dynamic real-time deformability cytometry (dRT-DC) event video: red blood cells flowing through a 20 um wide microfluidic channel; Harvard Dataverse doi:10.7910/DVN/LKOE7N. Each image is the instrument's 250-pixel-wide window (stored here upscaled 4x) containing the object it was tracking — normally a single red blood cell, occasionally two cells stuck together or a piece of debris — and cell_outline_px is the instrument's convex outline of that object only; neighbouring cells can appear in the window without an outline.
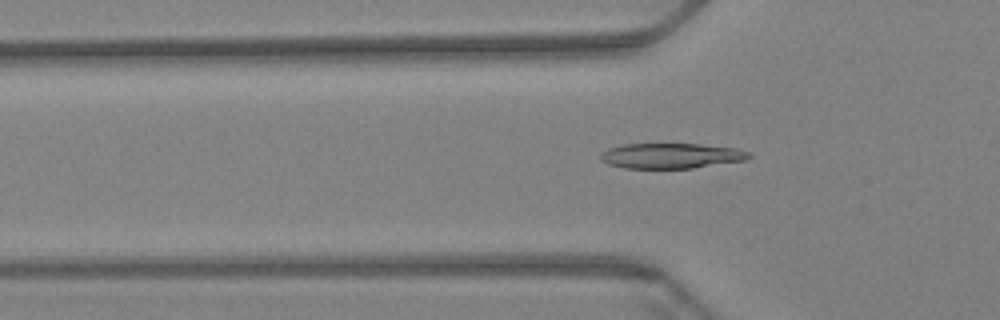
{"species": "Egyptian fruit bat (a non-hibernating species)", "species_latin": "Rousettus aegyptiacus", "temperature_condition": "warm", "stored_images_in_passage": 50, "camera_frame_rate_fps": 3000, "um_per_image_px": 0.085, "animal": {"sex": "female"}, "frame": {"image": 1, "passage_image": 10, "time_ms": 3.0, "image_size_px": [1000, 320], "cell_outline_px": [[752, 156], [744, 160], [692, 168], [624, 168], [608, 164], [600, 160], [600, 156], [608, 148], [624, 144], [700, 144], [736, 148], [748, 152]], "centroid_in_image_um": [57.02, 13.24], "position_along_channel_um": 68.8, "area_um2": 21.68}}
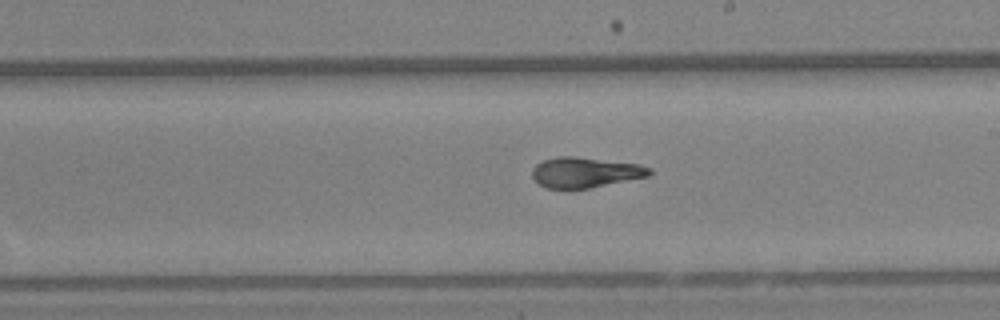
{"frame": {"image": 2, "passage_image": 25, "time_ms": 8.0, "image_size_px": [1000, 320], "cell_outline_px": [[652, 172], [648, 176], [588, 188], [548, 188], [540, 184], [532, 176], [532, 168], [536, 164], [544, 160], [560, 156], [572, 156], [640, 164], [652, 168]], "centroid_in_image_um": [49.75, 14.64], "position_along_channel_um": 239.3, "area_um2": 20.46}}
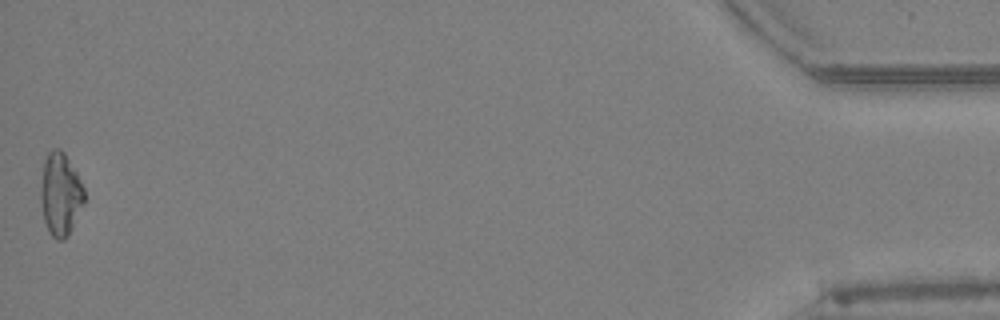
{"frame": {"image": 3, "passage_image": 50, "time_ms": 16.333, "image_size_px": [1000, 320], "cell_outline_px": [[84, 204], [68, 236], [64, 240], [56, 240], [48, 232], [44, 220], [40, 200], [40, 192], [44, 160], [48, 152], [52, 148], [60, 148], [64, 152], [76, 172], [84, 188]], "centroid_in_image_um": [5.13, 16.52], "position_along_channel_um": 430.1, "area_um2": 21.15}, "authors_computed_cell_mechanics": {"area_um2": 21.1837, "velocity_mm_per_s": 3.4297, "shape_relaxation_time_tau1_ms": null, "shape_relaxation_time_tau2_ms": 1.3826, "deformation_change_tau1": null, "deformation_change_tau2": 0.0495}}